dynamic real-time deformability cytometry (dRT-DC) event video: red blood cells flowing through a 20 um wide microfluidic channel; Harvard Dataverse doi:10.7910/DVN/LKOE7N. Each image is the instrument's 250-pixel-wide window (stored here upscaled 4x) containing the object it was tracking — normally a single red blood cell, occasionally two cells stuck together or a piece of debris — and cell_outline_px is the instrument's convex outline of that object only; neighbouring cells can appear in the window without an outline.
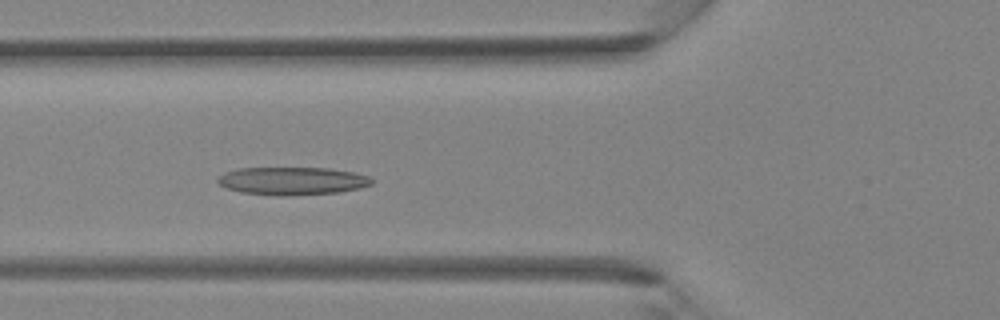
{"species": "Egyptian fruit bat (a non-hibernating species)", "species_latin": "Rousettus aegyptiacus", "temperature_condition": "room temperature", "stored_images_in_passage": 28, "camera_frame_rate_fps": 3000, "um_per_image_px": 0.085, "animal": {"sex": "female"}, "frame": {"image": 1, "passage_image": 7, "time_ms": 2.0, "image_size_px": [1000, 320], "cell_outline_px": [[376, 180], [372, 184], [360, 188], [340, 192], [288, 196], [284, 196], [240, 192], [228, 188], [220, 184], [216, 180], [224, 172], [240, 168], [328, 168], [352, 172], [368, 176]], "centroid_in_image_um": [24.88, 15.38], "position_along_channel_um": 100.9, "area_um2": 25.03}}
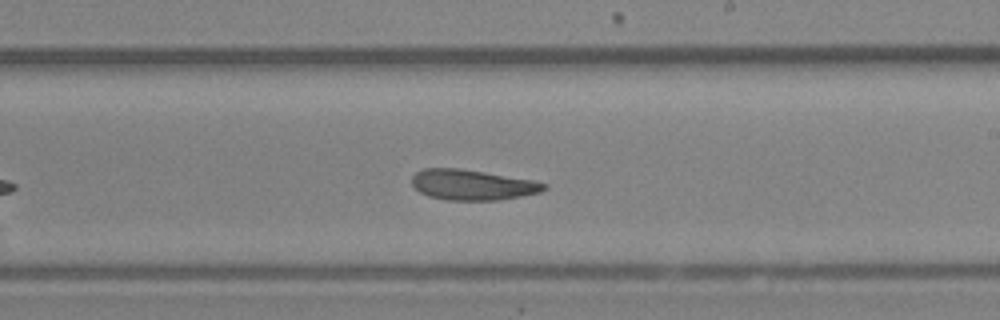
{"frame": {"image": 2, "passage_image": 16, "time_ms": 5.0, "image_size_px": [1000, 320], "cell_outline_px": [[548, 188], [540, 192], [500, 200], [448, 200], [428, 196], [420, 192], [412, 184], [412, 176], [416, 172], [424, 168], [460, 168], [532, 180], [548, 184]], "centroid_in_image_um": [40.14, 15.71], "position_along_channel_um": 248.9, "area_um2": 23.35}}
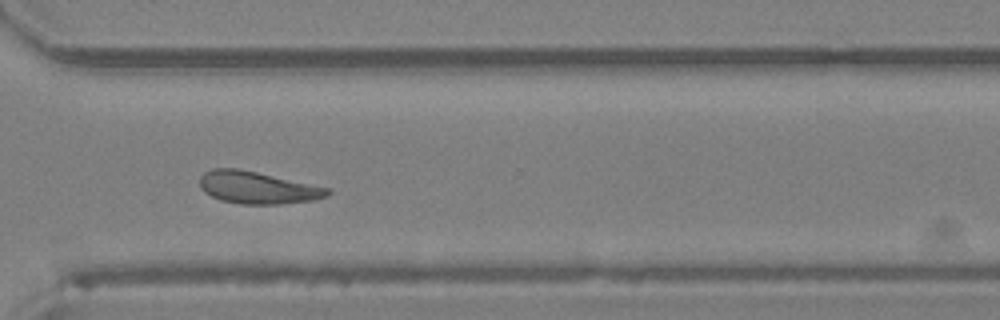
{"frame": {"image": 3, "passage_image": 22, "time_ms": 7.0, "image_size_px": [1000, 320], "cell_outline_px": [[332, 192], [328, 196], [316, 200], [280, 204], [240, 204], [220, 200], [204, 192], [200, 188], [200, 176], [204, 172], [212, 168], [236, 168], [256, 172], [332, 188]], "centroid_in_image_um": [21.92, 15.95], "position_along_channel_um": 348.7, "area_um2": 24.22}}